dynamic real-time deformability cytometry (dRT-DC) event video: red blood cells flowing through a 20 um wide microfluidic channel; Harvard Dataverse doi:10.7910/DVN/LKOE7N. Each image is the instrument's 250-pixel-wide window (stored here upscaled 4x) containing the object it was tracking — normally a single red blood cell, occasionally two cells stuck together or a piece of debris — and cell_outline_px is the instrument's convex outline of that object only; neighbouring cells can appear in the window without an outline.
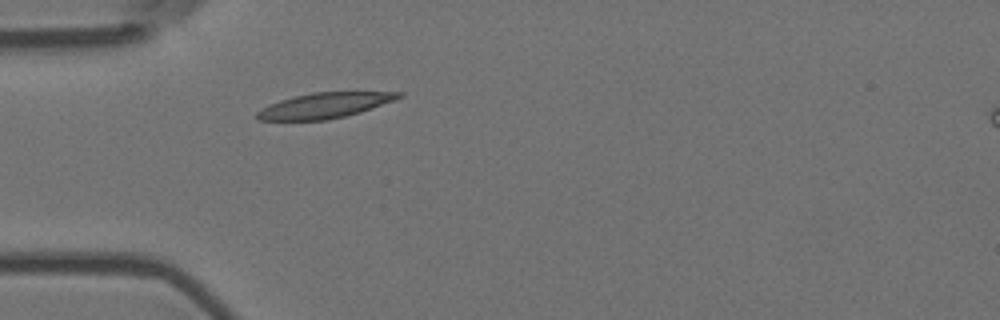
{"species": "Egyptian fruit bat (a non-hibernating species)", "species_latin": "Rousettus aegyptiacus", "temperature_condition": "room temperature", "stored_images_in_passage": 1, "camera_frame_rate_fps": 3000, "um_per_image_px": 0.085, "animal": {"sex": "female"}, "frame": {"image": 1, "passage_image": 1, "time_ms": 0.0, "image_size_px": [1000, 320], "cell_outline_px": [[404, 96], [396, 100], [360, 112], [328, 120], [260, 120], [256, 116], [256, 112], [260, 108], [268, 104], [280, 100], [312, 92], [404, 92]], "centroid_in_image_um": [27.6, 8.96], "position_along_channel_um": 57.4, "area_um2": 20.92}}